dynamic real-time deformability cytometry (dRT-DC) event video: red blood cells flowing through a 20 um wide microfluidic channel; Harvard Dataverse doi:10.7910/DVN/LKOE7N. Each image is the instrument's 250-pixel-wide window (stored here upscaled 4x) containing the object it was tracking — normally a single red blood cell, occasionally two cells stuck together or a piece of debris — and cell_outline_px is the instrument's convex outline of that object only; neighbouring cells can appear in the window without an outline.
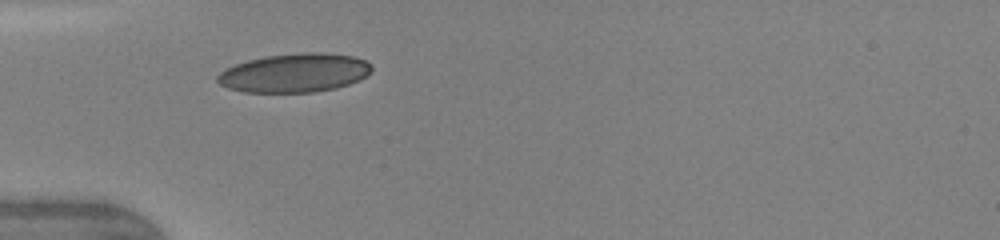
{"species": "human", "species_latin": "Homo sapiens", "temperature_condition": "warm", "stored_images_in_passage": 27, "camera_frame_rate_fps": 3000, "um_per_image_px": 0.085, "donor": {"sex": "female"}, "frame": {"image": 1, "passage_image": 1, "time_ms": 0.0, "image_size_px": [1000, 240], "cell_outline_px": [[372, 72], [368, 76], [360, 80], [336, 88], [312, 92], [244, 92], [228, 88], [220, 84], [216, 80], [216, 76], [224, 68], [248, 60], [264, 56], [300, 52], [324, 52], [352, 56], [364, 60], [372, 64]], "centroid_in_image_um": [25.05, 6.19], "position_along_channel_um": 60.0, "area_um2": 35.2}, "authors_computed_cell_mechanics": {"area_um2": 33.0616, "velocity_mm_per_s": 4.3083, "shape_relaxation_time_tau1_ms": 4.9559, "shape_relaxation_time_tau2_ms": null, "deformation_change_tau1": 0.1597, "deformation_change_tau2": null}}